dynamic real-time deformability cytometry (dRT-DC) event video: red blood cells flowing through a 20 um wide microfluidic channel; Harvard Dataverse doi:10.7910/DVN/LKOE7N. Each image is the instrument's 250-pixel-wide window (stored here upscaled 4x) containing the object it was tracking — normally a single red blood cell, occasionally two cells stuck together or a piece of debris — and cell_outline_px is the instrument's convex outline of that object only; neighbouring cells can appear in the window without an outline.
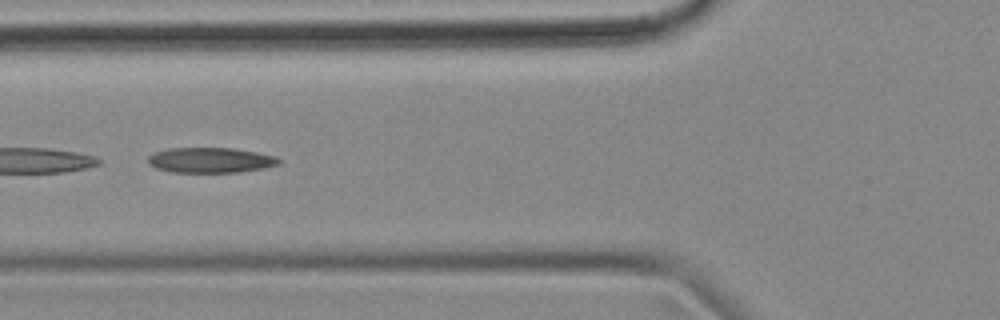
{"species": "common noctule bat (a hibernating species)", "species_latin": "Nyctalus noctula", "temperature_condition": "cold", "stored_images_in_passage": 22, "camera_frame_rate_fps": 3000, "um_per_image_px": 0.085, "animal": {"sex": "female", "body_mass_g": 18.4}, "frame": {"image": 1, "passage_image": 16, "time_ms": 5.0, "image_size_px": [1000, 320], "cell_outline_px": [[280, 164], [264, 168], [240, 172], [172, 172], [156, 168], [148, 164], [148, 156], [156, 152], [168, 148], [236, 148], [276, 156], [280, 160]], "centroid_in_image_um": [17.9, 13.61], "position_along_channel_um": 107.9, "area_um2": 19.31}}